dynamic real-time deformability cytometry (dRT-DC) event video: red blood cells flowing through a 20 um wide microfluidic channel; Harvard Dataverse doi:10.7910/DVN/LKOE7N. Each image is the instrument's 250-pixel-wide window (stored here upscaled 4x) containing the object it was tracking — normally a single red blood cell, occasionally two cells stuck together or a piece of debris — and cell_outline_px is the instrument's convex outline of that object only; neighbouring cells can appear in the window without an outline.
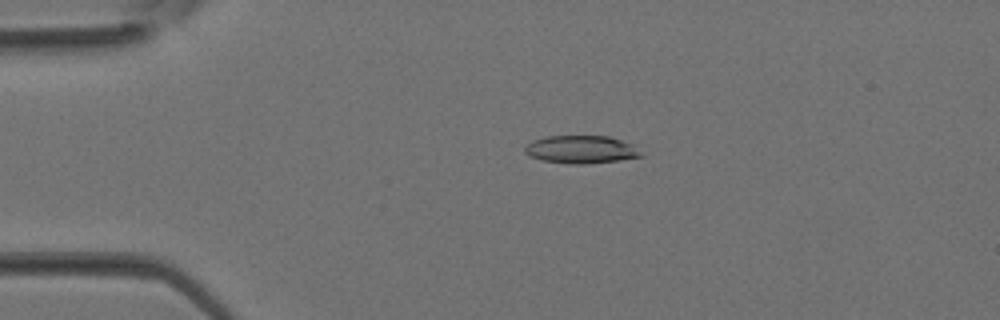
{"species": "Egyptian fruit bat (a non-hibernating species)", "species_latin": "Rousettus aegyptiacus", "temperature_condition": "room temperature", "stored_images_in_passage": 36, "camera_frame_rate_fps": 3000, "um_per_image_px": 0.085, "animal": {"sex": "female"}, "frame": {"image": 1, "passage_image": 7, "time_ms": 2.0, "image_size_px": [1000, 320], "cell_outline_px": [[644, 156], [620, 160], [580, 164], [568, 164], [540, 160], [528, 156], [524, 152], [524, 148], [532, 140], [548, 136], [608, 136], [636, 144]], "centroid_in_image_um": [49.42, 12.7], "position_along_channel_um": 35.6, "area_um2": 19.13}}
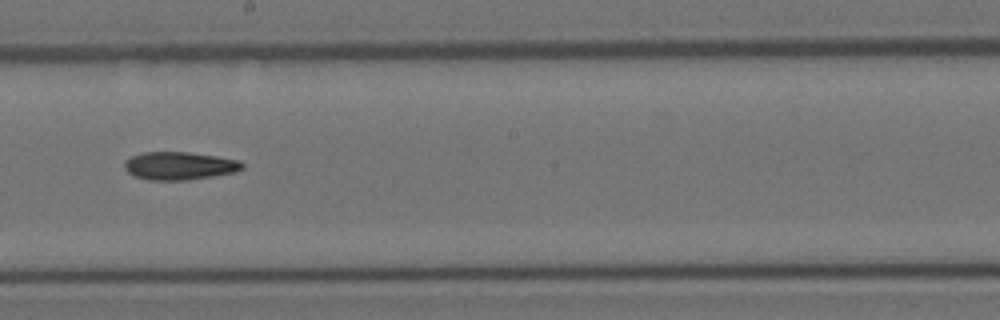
{"frame": {"image": 2, "passage_image": 20, "time_ms": 6.333, "image_size_px": [1000, 320], "cell_outline_px": [[244, 168], [232, 172], [212, 176], [188, 180], [148, 180], [136, 176], [128, 172], [124, 168], [124, 160], [132, 156], [144, 152], [188, 152], [216, 156], [240, 160], [244, 164]], "centroid_in_image_um": [15.24, 14.09], "position_along_channel_um": 233.0, "area_um2": 19.13}}
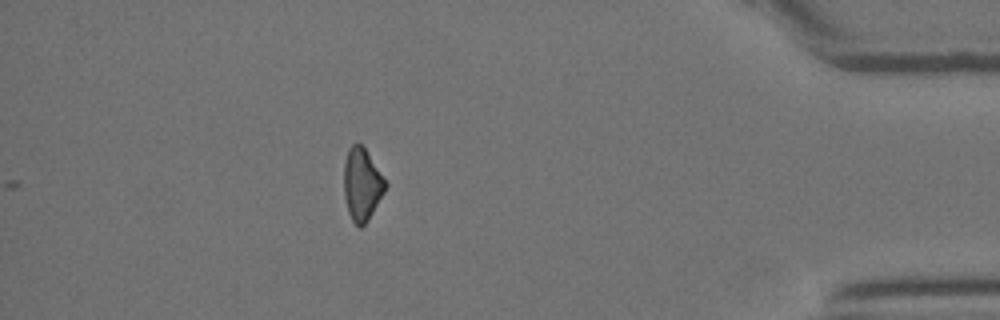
{"frame": {"image": 3, "passage_image": 32, "time_ms": 10.333, "image_size_px": [1000, 320], "cell_outline_px": [[388, 184], [384, 192], [368, 220], [360, 228], [352, 220], [348, 212], [344, 196], [344, 160], [348, 148], [352, 144], [360, 144], [364, 148]], "centroid_in_image_um": [30.75, 15.68], "position_along_channel_um": 404.5, "area_um2": 17.28}}